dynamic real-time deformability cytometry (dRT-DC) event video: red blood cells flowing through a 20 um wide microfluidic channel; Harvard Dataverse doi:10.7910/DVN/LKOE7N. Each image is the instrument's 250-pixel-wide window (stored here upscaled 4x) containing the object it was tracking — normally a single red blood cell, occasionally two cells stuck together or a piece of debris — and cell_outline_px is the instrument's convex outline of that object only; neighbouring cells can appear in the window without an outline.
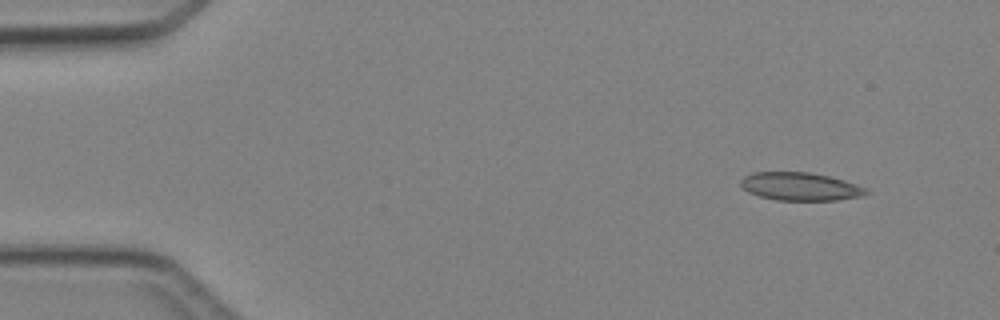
{"species": "Egyptian fruit bat (a non-hibernating species)", "species_latin": "Rousettus aegyptiacus", "temperature_condition": "cold", "stored_images_in_passage": 5, "camera_frame_rate_fps": 3000, "um_per_image_px": 0.085, "animal": {"sex": "female"}, "frame": {"image": 1, "passage_image": 1, "time_ms": 0.0, "image_size_px": [1000, 320], "cell_outline_px": [[868, 192], [864, 196], [836, 200], [776, 200], [760, 196], [748, 192], [740, 184], [740, 180], [744, 176], [752, 172], [808, 172], [828, 176], [844, 180], [868, 188]], "centroid_in_image_um": [68.03, 15.85], "position_along_channel_um": 17.0, "area_um2": 20.52}}
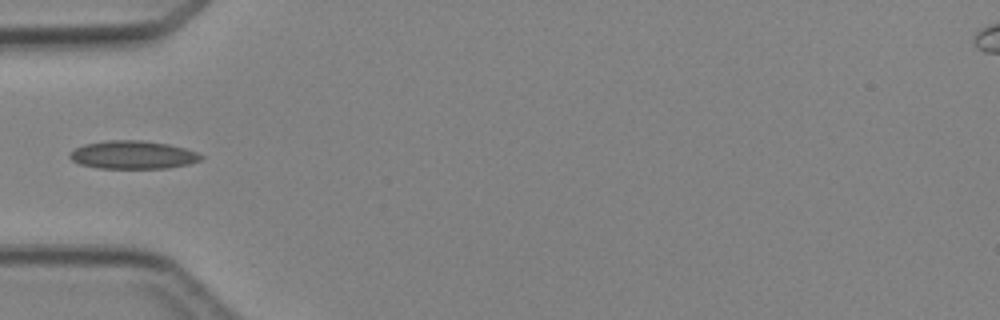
{"frame": {"image": 2, "passage_image": 4, "time_ms": 3.667, "image_size_px": [1000, 320], "cell_outline_px": [[204, 156], [200, 160], [188, 164], [168, 168], [96, 168], [80, 164], [72, 160], [68, 156], [68, 152], [84, 144], [108, 140], [140, 140], [168, 144], [184, 148], [196, 152]], "centroid_in_image_um": [11.26, 13.16], "position_along_channel_um": 73.7, "area_um2": 21.5}}
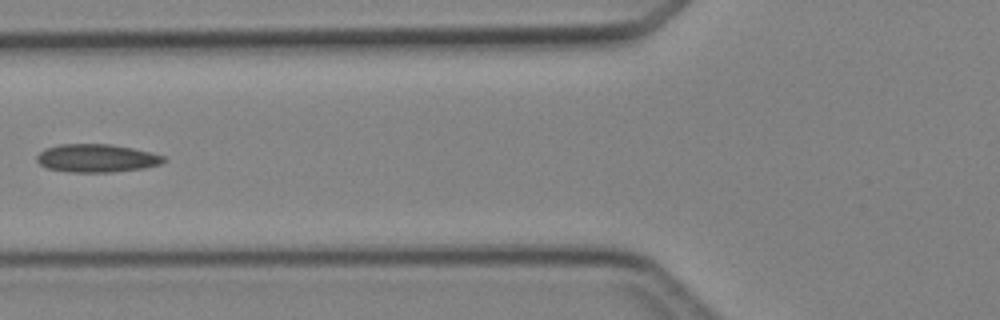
{"frame": {"image": 3, "passage_image": 5, "time_ms": 4.667, "image_size_px": [1000, 320], "cell_outline_px": [[164, 160], [160, 164], [144, 168], [112, 172], [68, 172], [44, 168], [36, 160], [36, 156], [40, 152], [48, 148], [60, 144], [108, 144], [132, 148], [164, 156]], "centroid_in_image_um": [8.16, 13.45], "position_along_channel_um": 117.6, "area_um2": 20.63}}